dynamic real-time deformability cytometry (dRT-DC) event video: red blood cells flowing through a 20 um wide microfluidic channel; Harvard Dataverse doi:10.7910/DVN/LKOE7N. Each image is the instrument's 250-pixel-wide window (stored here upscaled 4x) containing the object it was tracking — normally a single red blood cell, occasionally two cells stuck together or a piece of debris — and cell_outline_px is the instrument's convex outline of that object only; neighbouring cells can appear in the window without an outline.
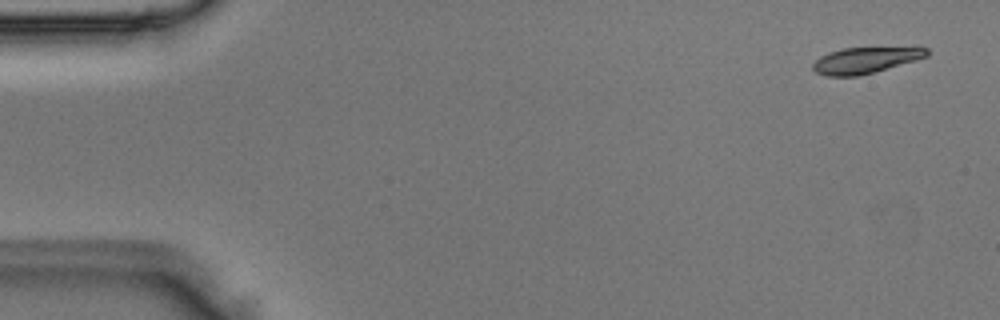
{"species": "Egyptian fruit bat (a non-hibernating species)", "species_latin": "Rousettus aegyptiacus", "temperature_condition": "room temperature", "stored_images_in_passage": 4, "camera_frame_rate_fps": 3000, "um_per_image_px": 0.085, "animal": {"sex": "male"}, "frame": {"image": 1, "passage_image": 1, "time_ms": 0.0, "image_size_px": [1000, 320], "cell_outline_px": [[928, 56], [916, 60], [872, 72], [856, 76], [828, 76], [816, 72], [812, 68], [812, 64], [820, 56], [828, 52], [844, 48], [928, 48]], "centroid_in_image_um": [73.5, 5.12], "position_along_channel_um": 11.5, "area_um2": 16.88}}